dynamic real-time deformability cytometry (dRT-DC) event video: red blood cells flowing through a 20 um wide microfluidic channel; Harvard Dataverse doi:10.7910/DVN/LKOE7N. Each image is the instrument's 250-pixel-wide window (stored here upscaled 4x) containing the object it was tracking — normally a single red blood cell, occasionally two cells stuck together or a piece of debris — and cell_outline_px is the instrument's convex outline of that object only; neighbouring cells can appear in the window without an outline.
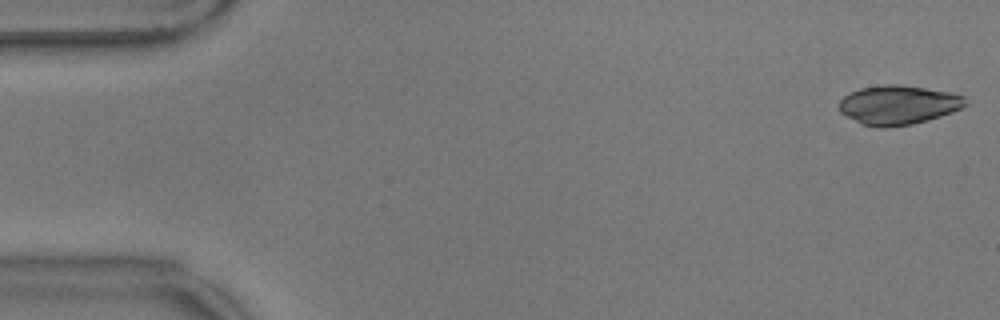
{"species": "common noctule bat (a hibernating species)", "species_latin": "Nyctalus noctula", "temperature_condition": "warm", "stored_images_in_passage": 8, "camera_frame_rate_fps": 3000, "um_per_image_px": 0.085, "animal": {"sex": "male", "body_mass_g": 17.9}, "frame": {"image": 1, "passage_image": 1, "time_ms": 0.0, "image_size_px": [1000, 320], "cell_outline_px": [[968, 104], [952, 112], [928, 120], [912, 124], [884, 128], [880, 128], [860, 124], [840, 112], [836, 104], [844, 96], [860, 88], [884, 84], [900, 84], [948, 92], [964, 96]], "centroid_in_image_um": [76.31, 8.92], "position_along_channel_um": 8.7, "area_um2": 28.96}}